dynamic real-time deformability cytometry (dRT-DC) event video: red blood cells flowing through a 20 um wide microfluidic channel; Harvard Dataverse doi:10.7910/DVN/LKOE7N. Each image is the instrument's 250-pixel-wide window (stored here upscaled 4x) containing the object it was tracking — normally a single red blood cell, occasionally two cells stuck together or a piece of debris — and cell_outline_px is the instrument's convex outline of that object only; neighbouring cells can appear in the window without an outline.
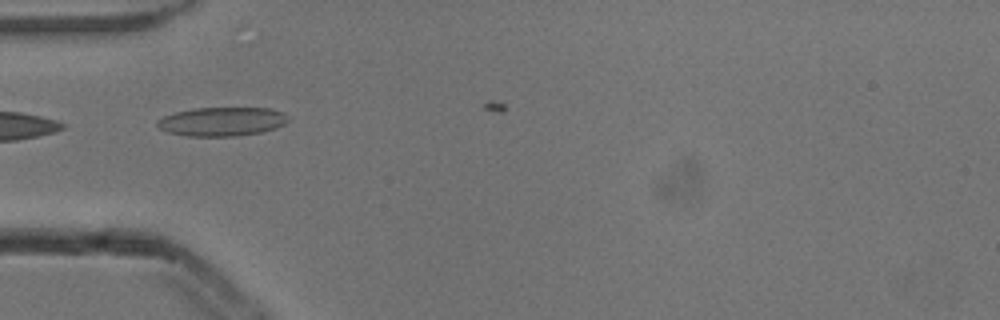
{"species": "common noctule bat (a hibernating species)", "species_latin": "Nyctalus noctula", "temperature_condition": "cold", "stored_images_in_passage": 6, "camera_frame_rate_fps": 3000, "um_per_image_px": 0.085, "animal": {"sex": "male", "body_mass_g": 13.3}, "frame": {"image": 1, "passage_image": 5, "time_ms": 1.333, "image_size_px": [1000, 320], "cell_outline_px": [[288, 120], [284, 124], [276, 128], [260, 132], [236, 136], [188, 136], [168, 132], [160, 128], [156, 124], [156, 120], [164, 116], [176, 112], [196, 108], [272, 108], [284, 112], [288, 116]], "centroid_in_image_um": [18.88, 10.33], "position_along_channel_um": 66.1, "area_um2": 22.02}}